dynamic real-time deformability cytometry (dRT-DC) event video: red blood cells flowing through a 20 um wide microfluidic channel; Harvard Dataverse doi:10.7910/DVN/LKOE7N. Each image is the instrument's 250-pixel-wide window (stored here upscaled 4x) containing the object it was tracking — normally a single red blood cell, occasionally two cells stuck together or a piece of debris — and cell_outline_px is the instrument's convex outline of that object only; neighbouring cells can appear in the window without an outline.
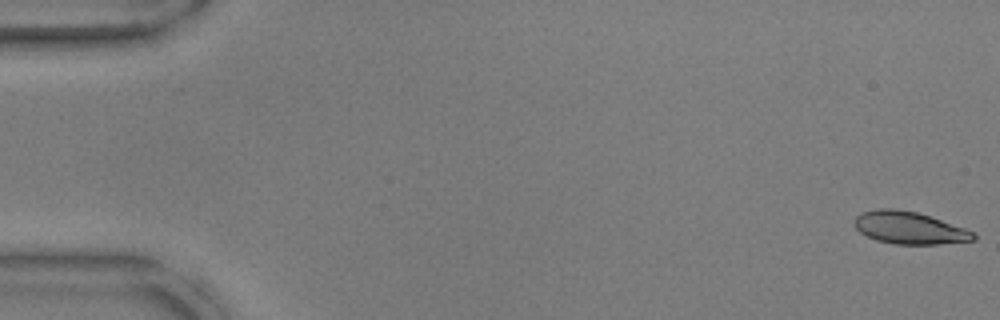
{"species": "common noctule bat (a hibernating species)", "species_latin": "Nyctalus noctula", "temperature_condition": "warm", "stored_images_in_passage": 53, "camera_frame_rate_fps": 3000, "um_per_image_px": 0.085, "animal": {"sex": "male", "body_mass_g": 17.9, "forearm_length_mm": 54.2}, "frame": {"image": 1, "passage_image": 1, "time_ms": 0.0, "image_size_px": [1000, 320], "cell_outline_px": [[976, 240], [940, 244], [896, 244], [876, 240], [860, 232], [852, 224], [856, 216], [860, 212], [880, 208], [896, 208], [916, 212], [964, 228], [972, 232], [976, 236]], "centroid_in_image_um": [77.24, 19.36], "position_along_channel_um": 7.8, "area_um2": 22.31}}
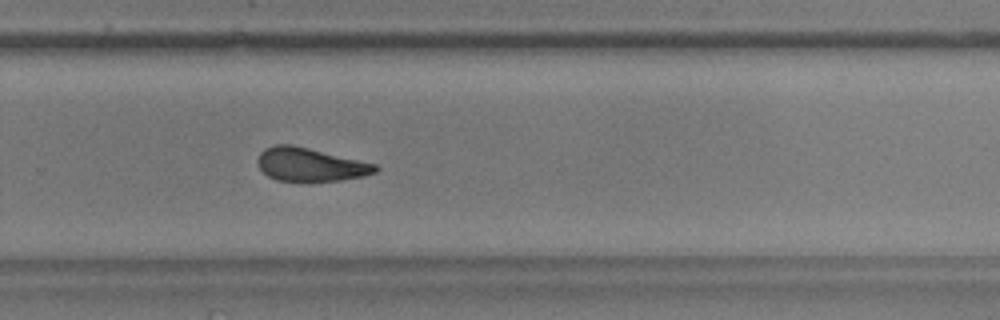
{"frame": {"image": 2, "passage_image": 36, "time_ms": 11.667, "image_size_px": [1000, 320], "cell_outline_px": [[380, 168], [376, 172], [364, 176], [340, 180], [276, 180], [268, 176], [260, 168], [256, 160], [260, 152], [264, 148], [276, 144], [292, 144], [376, 164]], "centroid_in_image_um": [26.35, 13.97], "position_along_channel_um": 303.4, "area_um2": 22.66}}
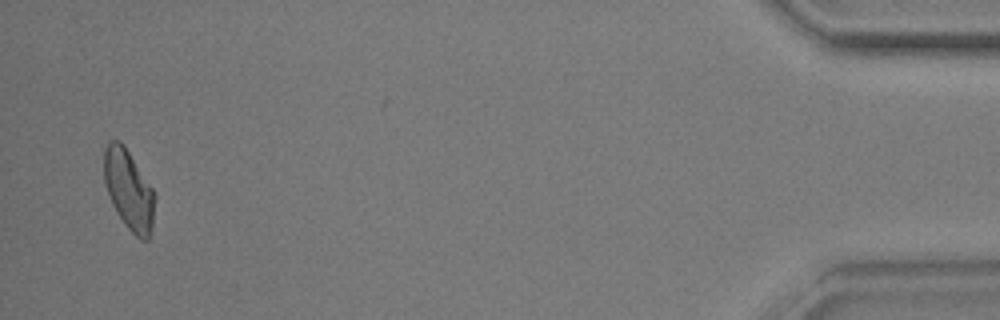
{"frame": {"image": 3, "passage_image": 52, "time_ms": 17.0, "image_size_px": [1000, 320], "cell_outline_px": [[156, 196], [152, 232], [148, 240], [140, 240], [124, 224], [116, 212], [108, 196], [104, 180], [104, 148], [108, 140], [120, 140], [124, 144], [152, 188]], "centroid_in_image_um": [10.95, 16.14], "position_along_channel_um": 424.3, "area_um2": 23.99}, "authors_computed_cell_mechanics": {"area_um2": 23.8136, "velocity_mm_per_s": 3.7822, "shape_relaxation_time_tau1_ms": 4.7311, "shape_relaxation_time_tau2_ms": 2.6155, "deformation_change_tau1": 0.1544, "deformation_change_tau2": 0.1039}}